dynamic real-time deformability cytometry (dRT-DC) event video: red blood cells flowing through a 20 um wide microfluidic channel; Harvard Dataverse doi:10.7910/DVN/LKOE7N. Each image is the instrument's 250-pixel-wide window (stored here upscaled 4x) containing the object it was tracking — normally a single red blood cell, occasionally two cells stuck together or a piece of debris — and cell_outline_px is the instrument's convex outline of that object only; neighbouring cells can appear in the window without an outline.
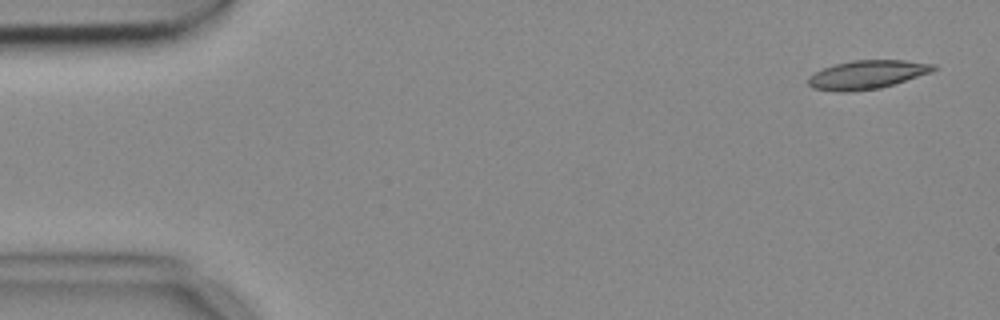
{"species": "common noctule bat (a hibernating species)", "species_latin": "Nyctalus noctula", "temperature_condition": "cold", "stored_images_in_passage": 4, "camera_frame_rate_fps": 3000, "um_per_image_px": 0.085, "animal": {"sex": "female", "body_mass_g": 18.4}, "frame": {"image": 1, "passage_image": 1, "time_ms": 0.0, "image_size_px": [1000, 320], "cell_outline_px": [[940, 68], [932, 72], [880, 88], [852, 92], [840, 92], [812, 88], [808, 84], [808, 76], [824, 68], [836, 64], [852, 60], [904, 60], [936, 64]], "centroid_in_image_um": [73.73, 6.34], "position_along_channel_um": 11.3, "area_um2": 20.98}}
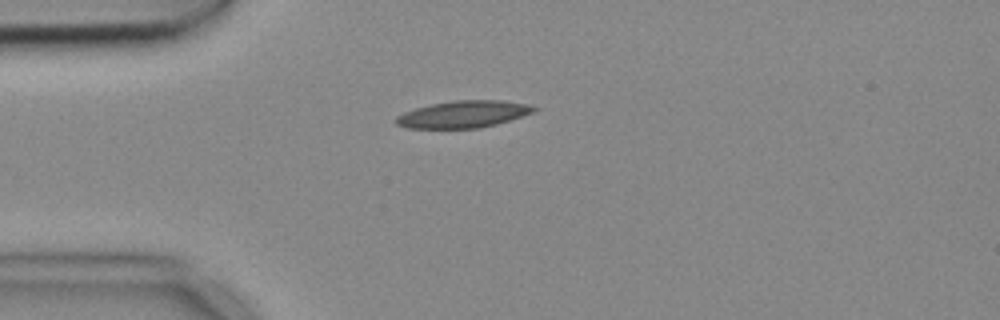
{"frame": {"image": 2, "passage_image": 4, "time_ms": 1.0, "image_size_px": [1000, 320], "cell_outline_px": [[540, 108], [532, 112], [496, 124], [480, 128], [408, 128], [396, 124], [392, 120], [396, 116], [404, 112], [416, 108], [432, 104], [456, 100], [500, 100], [528, 104]], "centroid_in_image_um": [39.34, 9.71], "position_along_channel_um": 45.7, "area_um2": 21.56}}